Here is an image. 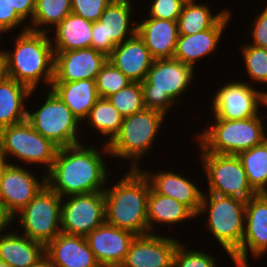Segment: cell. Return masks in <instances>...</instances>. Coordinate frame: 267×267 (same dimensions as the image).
<instances>
[{
  "mask_svg": "<svg viewBox=\"0 0 267 267\" xmlns=\"http://www.w3.org/2000/svg\"><path fill=\"white\" fill-rule=\"evenodd\" d=\"M85 143L59 148L55 161L46 172V185L62 198L104 191L110 182L113 173L105 162L108 157L111 159L108 145L100 144L98 149L91 142Z\"/></svg>",
  "mask_w": 267,
  "mask_h": 267,
  "instance_id": "1",
  "label": "cell"
},
{
  "mask_svg": "<svg viewBox=\"0 0 267 267\" xmlns=\"http://www.w3.org/2000/svg\"><path fill=\"white\" fill-rule=\"evenodd\" d=\"M18 33L11 36L12 49H0L5 76L31 90H38L43 84L46 90L50 89L54 79V52L49 33L30 29Z\"/></svg>",
  "mask_w": 267,
  "mask_h": 267,
  "instance_id": "2",
  "label": "cell"
},
{
  "mask_svg": "<svg viewBox=\"0 0 267 267\" xmlns=\"http://www.w3.org/2000/svg\"><path fill=\"white\" fill-rule=\"evenodd\" d=\"M127 169L126 167L125 174L118 177V181L113 182L112 179L111 184L106 185L105 222L135 235L148 234L150 183L140 169Z\"/></svg>",
  "mask_w": 267,
  "mask_h": 267,
  "instance_id": "3",
  "label": "cell"
},
{
  "mask_svg": "<svg viewBox=\"0 0 267 267\" xmlns=\"http://www.w3.org/2000/svg\"><path fill=\"white\" fill-rule=\"evenodd\" d=\"M166 118L163 112L148 108L123 117L119 134L108 145L111 158L120 159L117 168L124 171V160H128L129 169L141 168V160L151 154Z\"/></svg>",
  "mask_w": 267,
  "mask_h": 267,
  "instance_id": "4",
  "label": "cell"
},
{
  "mask_svg": "<svg viewBox=\"0 0 267 267\" xmlns=\"http://www.w3.org/2000/svg\"><path fill=\"white\" fill-rule=\"evenodd\" d=\"M195 72L194 68L175 58L154 59L141 82L145 108L158 110L169 117L168 113L171 115L173 108L177 109L174 106L184 102L181 95L192 87L197 76Z\"/></svg>",
  "mask_w": 267,
  "mask_h": 267,
  "instance_id": "5",
  "label": "cell"
},
{
  "mask_svg": "<svg viewBox=\"0 0 267 267\" xmlns=\"http://www.w3.org/2000/svg\"><path fill=\"white\" fill-rule=\"evenodd\" d=\"M211 119H208L204 130H199L194 138L197 141L194 144L197 143L206 152L238 155L267 139L265 112L244 120Z\"/></svg>",
  "mask_w": 267,
  "mask_h": 267,
  "instance_id": "6",
  "label": "cell"
},
{
  "mask_svg": "<svg viewBox=\"0 0 267 267\" xmlns=\"http://www.w3.org/2000/svg\"><path fill=\"white\" fill-rule=\"evenodd\" d=\"M245 207L244 200L203 191L197 218L205 216V224L202 225L229 258L241 247L245 232Z\"/></svg>",
  "mask_w": 267,
  "mask_h": 267,
  "instance_id": "7",
  "label": "cell"
},
{
  "mask_svg": "<svg viewBox=\"0 0 267 267\" xmlns=\"http://www.w3.org/2000/svg\"><path fill=\"white\" fill-rule=\"evenodd\" d=\"M58 150V146L35 131L27 120L0 129V152L10 164L35 166L38 170L42 167L40 172L46 173Z\"/></svg>",
  "mask_w": 267,
  "mask_h": 267,
  "instance_id": "8",
  "label": "cell"
},
{
  "mask_svg": "<svg viewBox=\"0 0 267 267\" xmlns=\"http://www.w3.org/2000/svg\"><path fill=\"white\" fill-rule=\"evenodd\" d=\"M44 90L47 92L43 95L44 101L42 104L40 102L41 106L36 104V107L28 109L27 121L35 131L59 148L84 143V140L80 139L83 138L81 132H84L82 123L51 89Z\"/></svg>",
  "mask_w": 267,
  "mask_h": 267,
  "instance_id": "9",
  "label": "cell"
},
{
  "mask_svg": "<svg viewBox=\"0 0 267 267\" xmlns=\"http://www.w3.org/2000/svg\"><path fill=\"white\" fill-rule=\"evenodd\" d=\"M198 146L200 172L206 179L207 193L235 197L248 201L257 193L250 186L246 172L237 155L216 154L204 151ZM206 176H205V175Z\"/></svg>",
  "mask_w": 267,
  "mask_h": 267,
  "instance_id": "10",
  "label": "cell"
},
{
  "mask_svg": "<svg viewBox=\"0 0 267 267\" xmlns=\"http://www.w3.org/2000/svg\"><path fill=\"white\" fill-rule=\"evenodd\" d=\"M61 202L55 191L45 185L14 217L18 232L46 246L61 233ZM17 222H16V221ZM20 226V227H19Z\"/></svg>",
  "mask_w": 267,
  "mask_h": 267,
  "instance_id": "11",
  "label": "cell"
},
{
  "mask_svg": "<svg viewBox=\"0 0 267 267\" xmlns=\"http://www.w3.org/2000/svg\"><path fill=\"white\" fill-rule=\"evenodd\" d=\"M209 100L211 117L222 120H244L257 116L261 108L266 110L267 90L248 84L244 80H228L218 86ZM263 106V107H262Z\"/></svg>",
  "mask_w": 267,
  "mask_h": 267,
  "instance_id": "12",
  "label": "cell"
},
{
  "mask_svg": "<svg viewBox=\"0 0 267 267\" xmlns=\"http://www.w3.org/2000/svg\"><path fill=\"white\" fill-rule=\"evenodd\" d=\"M133 0H112L93 23L92 48L109 56L114 48L137 34Z\"/></svg>",
  "mask_w": 267,
  "mask_h": 267,
  "instance_id": "13",
  "label": "cell"
},
{
  "mask_svg": "<svg viewBox=\"0 0 267 267\" xmlns=\"http://www.w3.org/2000/svg\"><path fill=\"white\" fill-rule=\"evenodd\" d=\"M104 222V191L76 194L62 198L61 232L86 237Z\"/></svg>",
  "mask_w": 267,
  "mask_h": 267,
  "instance_id": "14",
  "label": "cell"
},
{
  "mask_svg": "<svg viewBox=\"0 0 267 267\" xmlns=\"http://www.w3.org/2000/svg\"><path fill=\"white\" fill-rule=\"evenodd\" d=\"M265 255H267V193H260L246 202L243 240L241 247L231 256V261L235 267H251L250 257L251 260H259Z\"/></svg>",
  "mask_w": 267,
  "mask_h": 267,
  "instance_id": "15",
  "label": "cell"
},
{
  "mask_svg": "<svg viewBox=\"0 0 267 267\" xmlns=\"http://www.w3.org/2000/svg\"><path fill=\"white\" fill-rule=\"evenodd\" d=\"M30 168L9 163L2 175L0 203L13 217L46 185V173L42 171L39 175L35 167Z\"/></svg>",
  "mask_w": 267,
  "mask_h": 267,
  "instance_id": "16",
  "label": "cell"
},
{
  "mask_svg": "<svg viewBox=\"0 0 267 267\" xmlns=\"http://www.w3.org/2000/svg\"><path fill=\"white\" fill-rule=\"evenodd\" d=\"M159 233L137 235L120 266L173 267L176 247L181 239L174 238L172 234L170 236L163 232Z\"/></svg>",
  "mask_w": 267,
  "mask_h": 267,
  "instance_id": "17",
  "label": "cell"
},
{
  "mask_svg": "<svg viewBox=\"0 0 267 267\" xmlns=\"http://www.w3.org/2000/svg\"><path fill=\"white\" fill-rule=\"evenodd\" d=\"M140 170L147 177L150 187L155 193L174 198L186 205L196 216L198 215L203 195V188L199 187L200 183L185 174L174 172L172 169H169L170 171L167 169L151 171L141 167Z\"/></svg>",
  "mask_w": 267,
  "mask_h": 267,
  "instance_id": "18",
  "label": "cell"
},
{
  "mask_svg": "<svg viewBox=\"0 0 267 267\" xmlns=\"http://www.w3.org/2000/svg\"><path fill=\"white\" fill-rule=\"evenodd\" d=\"M108 56L92 47L65 52H54V79L52 82L95 80Z\"/></svg>",
  "mask_w": 267,
  "mask_h": 267,
  "instance_id": "19",
  "label": "cell"
},
{
  "mask_svg": "<svg viewBox=\"0 0 267 267\" xmlns=\"http://www.w3.org/2000/svg\"><path fill=\"white\" fill-rule=\"evenodd\" d=\"M230 10L210 29L192 35H179L173 58L191 66L195 70L201 59L212 56L220 46L224 31L233 18ZM205 58V59H204Z\"/></svg>",
  "mask_w": 267,
  "mask_h": 267,
  "instance_id": "20",
  "label": "cell"
},
{
  "mask_svg": "<svg viewBox=\"0 0 267 267\" xmlns=\"http://www.w3.org/2000/svg\"><path fill=\"white\" fill-rule=\"evenodd\" d=\"M136 236L104 222L85 238L101 266H120Z\"/></svg>",
  "mask_w": 267,
  "mask_h": 267,
  "instance_id": "21",
  "label": "cell"
},
{
  "mask_svg": "<svg viewBox=\"0 0 267 267\" xmlns=\"http://www.w3.org/2000/svg\"><path fill=\"white\" fill-rule=\"evenodd\" d=\"M53 267H101L84 236L61 232L45 246Z\"/></svg>",
  "mask_w": 267,
  "mask_h": 267,
  "instance_id": "22",
  "label": "cell"
},
{
  "mask_svg": "<svg viewBox=\"0 0 267 267\" xmlns=\"http://www.w3.org/2000/svg\"><path fill=\"white\" fill-rule=\"evenodd\" d=\"M108 61L131 82H143L154 58L144 41L136 34L117 45L108 56Z\"/></svg>",
  "mask_w": 267,
  "mask_h": 267,
  "instance_id": "23",
  "label": "cell"
},
{
  "mask_svg": "<svg viewBox=\"0 0 267 267\" xmlns=\"http://www.w3.org/2000/svg\"><path fill=\"white\" fill-rule=\"evenodd\" d=\"M137 35L154 59L173 58L179 37L178 22L158 18L139 19Z\"/></svg>",
  "mask_w": 267,
  "mask_h": 267,
  "instance_id": "24",
  "label": "cell"
},
{
  "mask_svg": "<svg viewBox=\"0 0 267 267\" xmlns=\"http://www.w3.org/2000/svg\"><path fill=\"white\" fill-rule=\"evenodd\" d=\"M36 91L5 75L0 79V129L27 120L28 100Z\"/></svg>",
  "mask_w": 267,
  "mask_h": 267,
  "instance_id": "25",
  "label": "cell"
},
{
  "mask_svg": "<svg viewBox=\"0 0 267 267\" xmlns=\"http://www.w3.org/2000/svg\"><path fill=\"white\" fill-rule=\"evenodd\" d=\"M197 219V216L184 204L174 198L155 193L150 188L147 205V222L149 233H158L161 226H176L186 220ZM157 226V228L155 227ZM157 229V230H156Z\"/></svg>",
  "mask_w": 267,
  "mask_h": 267,
  "instance_id": "26",
  "label": "cell"
},
{
  "mask_svg": "<svg viewBox=\"0 0 267 267\" xmlns=\"http://www.w3.org/2000/svg\"><path fill=\"white\" fill-rule=\"evenodd\" d=\"M92 21L70 13L49 34L53 52H65L92 47Z\"/></svg>",
  "mask_w": 267,
  "mask_h": 267,
  "instance_id": "27",
  "label": "cell"
},
{
  "mask_svg": "<svg viewBox=\"0 0 267 267\" xmlns=\"http://www.w3.org/2000/svg\"><path fill=\"white\" fill-rule=\"evenodd\" d=\"M0 236V258L11 267H29L45 256V246L16 228Z\"/></svg>",
  "mask_w": 267,
  "mask_h": 267,
  "instance_id": "28",
  "label": "cell"
},
{
  "mask_svg": "<svg viewBox=\"0 0 267 267\" xmlns=\"http://www.w3.org/2000/svg\"><path fill=\"white\" fill-rule=\"evenodd\" d=\"M50 89L66 104L81 122L100 98L95 80L82 79L76 82H52Z\"/></svg>",
  "mask_w": 267,
  "mask_h": 267,
  "instance_id": "29",
  "label": "cell"
},
{
  "mask_svg": "<svg viewBox=\"0 0 267 267\" xmlns=\"http://www.w3.org/2000/svg\"><path fill=\"white\" fill-rule=\"evenodd\" d=\"M122 121L123 116L112 105L109 99L100 97L90 110L87 118L83 121L82 127L84 128V125H86L84 128L85 132L87 129H90L87 133L93 132L94 135V132H96L95 135L97 134L99 137H102V144L109 145L119 134Z\"/></svg>",
  "mask_w": 267,
  "mask_h": 267,
  "instance_id": "30",
  "label": "cell"
},
{
  "mask_svg": "<svg viewBox=\"0 0 267 267\" xmlns=\"http://www.w3.org/2000/svg\"><path fill=\"white\" fill-rule=\"evenodd\" d=\"M230 9L214 10L199 0H187L178 18L179 35H192L212 28Z\"/></svg>",
  "mask_w": 267,
  "mask_h": 267,
  "instance_id": "31",
  "label": "cell"
},
{
  "mask_svg": "<svg viewBox=\"0 0 267 267\" xmlns=\"http://www.w3.org/2000/svg\"><path fill=\"white\" fill-rule=\"evenodd\" d=\"M71 12V0H36L29 29L50 34Z\"/></svg>",
  "mask_w": 267,
  "mask_h": 267,
  "instance_id": "32",
  "label": "cell"
},
{
  "mask_svg": "<svg viewBox=\"0 0 267 267\" xmlns=\"http://www.w3.org/2000/svg\"><path fill=\"white\" fill-rule=\"evenodd\" d=\"M246 172L248 182L257 193H267V139L260 145L237 155Z\"/></svg>",
  "mask_w": 267,
  "mask_h": 267,
  "instance_id": "33",
  "label": "cell"
},
{
  "mask_svg": "<svg viewBox=\"0 0 267 267\" xmlns=\"http://www.w3.org/2000/svg\"><path fill=\"white\" fill-rule=\"evenodd\" d=\"M239 54L244 61V72L247 73L249 79L247 82L251 85H267V47H257L248 42L241 43ZM251 82V83H250ZM256 83V84H254Z\"/></svg>",
  "mask_w": 267,
  "mask_h": 267,
  "instance_id": "34",
  "label": "cell"
},
{
  "mask_svg": "<svg viewBox=\"0 0 267 267\" xmlns=\"http://www.w3.org/2000/svg\"><path fill=\"white\" fill-rule=\"evenodd\" d=\"M108 99L123 117L145 109L141 82H131Z\"/></svg>",
  "mask_w": 267,
  "mask_h": 267,
  "instance_id": "35",
  "label": "cell"
},
{
  "mask_svg": "<svg viewBox=\"0 0 267 267\" xmlns=\"http://www.w3.org/2000/svg\"><path fill=\"white\" fill-rule=\"evenodd\" d=\"M130 83L131 81L109 61L103 65L95 79L97 92L101 98H108Z\"/></svg>",
  "mask_w": 267,
  "mask_h": 267,
  "instance_id": "36",
  "label": "cell"
},
{
  "mask_svg": "<svg viewBox=\"0 0 267 267\" xmlns=\"http://www.w3.org/2000/svg\"><path fill=\"white\" fill-rule=\"evenodd\" d=\"M185 243L181 240L177 245L173 267H219L216 256L205 250L200 251L201 247L195 250Z\"/></svg>",
  "mask_w": 267,
  "mask_h": 267,
  "instance_id": "37",
  "label": "cell"
},
{
  "mask_svg": "<svg viewBox=\"0 0 267 267\" xmlns=\"http://www.w3.org/2000/svg\"><path fill=\"white\" fill-rule=\"evenodd\" d=\"M187 0H149L151 3L142 18H158L163 20L178 21L183 6Z\"/></svg>",
  "mask_w": 267,
  "mask_h": 267,
  "instance_id": "38",
  "label": "cell"
},
{
  "mask_svg": "<svg viewBox=\"0 0 267 267\" xmlns=\"http://www.w3.org/2000/svg\"><path fill=\"white\" fill-rule=\"evenodd\" d=\"M15 29L22 32L28 30L29 25L17 14L8 0H0V36L9 32L12 34Z\"/></svg>",
  "mask_w": 267,
  "mask_h": 267,
  "instance_id": "39",
  "label": "cell"
},
{
  "mask_svg": "<svg viewBox=\"0 0 267 267\" xmlns=\"http://www.w3.org/2000/svg\"><path fill=\"white\" fill-rule=\"evenodd\" d=\"M112 0H71L72 13L96 22Z\"/></svg>",
  "mask_w": 267,
  "mask_h": 267,
  "instance_id": "40",
  "label": "cell"
},
{
  "mask_svg": "<svg viewBox=\"0 0 267 267\" xmlns=\"http://www.w3.org/2000/svg\"><path fill=\"white\" fill-rule=\"evenodd\" d=\"M267 1L265 6L260 12H256L253 21L250 22V33L251 42L248 43L257 47H267ZM258 13V14H257Z\"/></svg>",
  "mask_w": 267,
  "mask_h": 267,
  "instance_id": "41",
  "label": "cell"
},
{
  "mask_svg": "<svg viewBox=\"0 0 267 267\" xmlns=\"http://www.w3.org/2000/svg\"><path fill=\"white\" fill-rule=\"evenodd\" d=\"M17 14L27 23L31 22L36 0H8ZM29 17V18H28Z\"/></svg>",
  "mask_w": 267,
  "mask_h": 267,
  "instance_id": "42",
  "label": "cell"
},
{
  "mask_svg": "<svg viewBox=\"0 0 267 267\" xmlns=\"http://www.w3.org/2000/svg\"><path fill=\"white\" fill-rule=\"evenodd\" d=\"M13 223V216L0 203V236L10 231V227L14 226Z\"/></svg>",
  "mask_w": 267,
  "mask_h": 267,
  "instance_id": "43",
  "label": "cell"
},
{
  "mask_svg": "<svg viewBox=\"0 0 267 267\" xmlns=\"http://www.w3.org/2000/svg\"><path fill=\"white\" fill-rule=\"evenodd\" d=\"M8 164H9V162H8L7 158L0 152V188H1L2 175H3L4 170Z\"/></svg>",
  "mask_w": 267,
  "mask_h": 267,
  "instance_id": "44",
  "label": "cell"
},
{
  "mask_svg": "<svg viewBox=\"0 0 267 267\" xmlns=\"http://www.w3.org/2000/svg\"><path fill=\"white\" fill-rule=\"evenodd\" d=\"M29 267H53L50 259L45 255L42 259H40L36 264L31 265Z\"/></svg>",
  "mask_w": 267,
  "mask_h": 267,
  "instance_id": "45",
  "label": "cell"
},
{
  "mask_svg": "<svg viewBox=\"0 0 267 267\" xmlns=\"http://www.w3.org/2000/svg\"><path fill=\"white\" fill-rule=\"evenodd\" d=\"M5 75V70H4V60L2 53L0 51V79Z\"/></svg>",
  "mask_w": 267,
  "mask_h": 267,
  "instance_id": "46",
  "label": "cell"
},
{
  "mask_svg": "<svg viewBox=\"0 0 267 267\" xmlns=\"http://www.w3.org/2000/svg\"><path fill=\"white\" fill-rule=\"evenodd\" d=\"M0 267H11V266L8 265L5 261H3V260L0 258Z\"/></svg>",
  "mask_w": 267,
  "mask_h": 267,
  "instance_id": "47",
  "label": "cell"
},
{
  "mask_svg": "<svg viewBox=\"0 0 267 267\" xmlns=\"http://www.w3.org/2000/svg\"><path fill=\"white\" fill-rule=\"evenodd\" d=\"M3 38H4V36H2V37L0 36V44H1V45L5 42V41H3V40H4ZM1 41H2L3 43H2Z\"/></svg>",
  "mask_w": 267,
  "mask_h": 267,
  "instance_id": "48",
  "label": "cell"
},
{
  "mask_svg": "<svg viewBox=\"0 0 267 267\" xmlns=\"http://www.w3.org/2000/svg\"><path fill=\"white\" fill-rule=\"evenodd\" d=\"M101 267H121V266H101Z\"/></svg>",
  "mask_w": 267,
  "mask_h": 267,
  "instance_id": "49",
  "label": "cell"
}]
</instances>
